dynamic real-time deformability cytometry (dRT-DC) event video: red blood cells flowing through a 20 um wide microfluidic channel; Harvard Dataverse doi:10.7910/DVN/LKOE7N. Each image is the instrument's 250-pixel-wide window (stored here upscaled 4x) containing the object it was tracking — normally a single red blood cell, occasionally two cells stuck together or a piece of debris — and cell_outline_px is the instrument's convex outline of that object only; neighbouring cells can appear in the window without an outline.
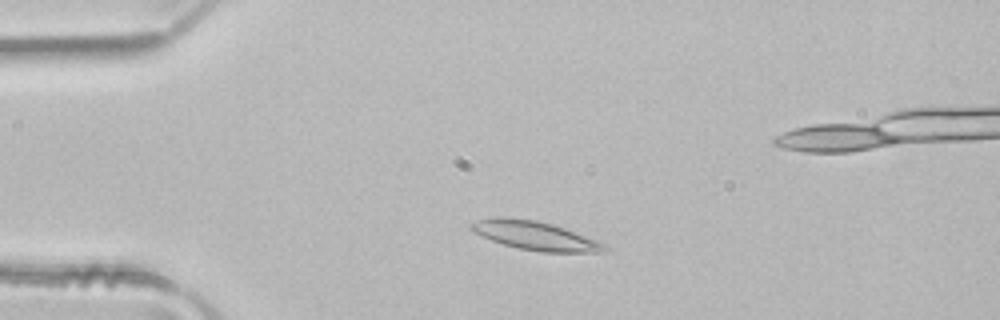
{"species": "common noctule bat (a hibernating species)", "species_latin": "Nyctalus noctula", "temperature_condition": "room temperature", "stored_images_in_passage": 4, "camera_frame_rate_fps": 3000, "um_per_image_px": 0.085, "animal": {"sex": "male", "body_mass_g": 21.5, "forearm_length_mm": 52.0}, "frame": {"image": 1, "passage_image": 1, "time_ms": 0.0, "image_size_px": [1000, 320], "cell_outline_px": [[612, 248], [604, 252], [540, 252], [520, 248], [504, 244], [492, 240], [472, 232], [468, 228], [468, 224], [476, 220], [496, 216], [500, 216], [536, 220], [552, 224], [564, 228], [608, 244]], "centroid_in_image_um": [45.49, 20.02], "position_along_channel_um": 39.5, "area_um2": 22.6}}
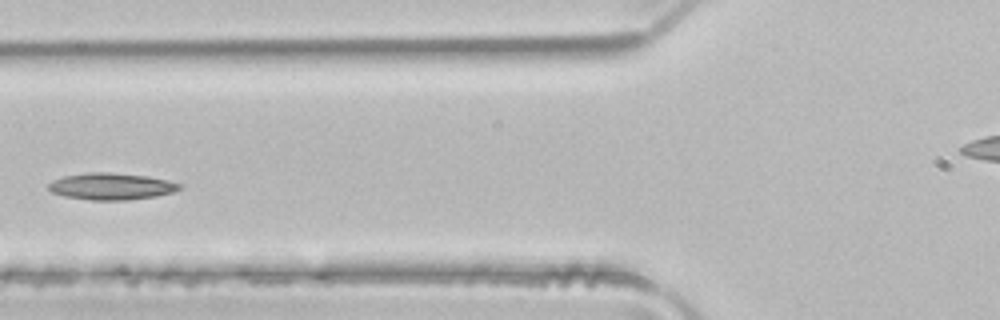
{"frame": {"image": 2, "passage_image": 3, "time_ms": 0.667, "image_size_px": [1000, 320], "cell_outline_px": [[180, 188], [172, 192], [156, 196], [128, 200], [92, 200], [64, 196], [52, 192], [48, 188], [48, 184], [52, 180], [64, 176], [88, 172], [108, 172], [148, 176], [168, 180], [180, 184]], "centroid_in_image_um": [9.44, 15.83], "position_along_channel_um": 116.4, "area_um2": 20.35}}
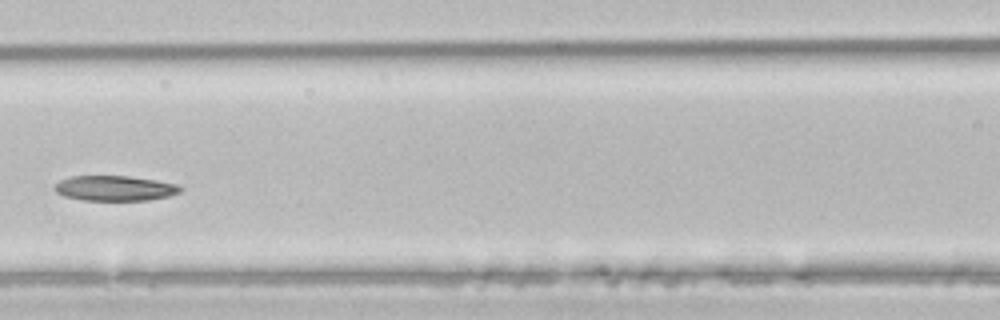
{"frame": {"image": 3, "passage_image": 4, "time_ms": 1.0, "image_size_px": [1000, 320], "cell_outline_px": [[184, 188], [180, 192], [168, 196], [148, 200], [80, 200], [64, 196], [56, 192], [52, 188], [60, 180], [72, 176], [128, 176], [156, 180], [176, 184]], "centroid_in_image_um": [9.74, 16.0], "position_along_channel_um": 156.9, "area_um2": 18.44}}